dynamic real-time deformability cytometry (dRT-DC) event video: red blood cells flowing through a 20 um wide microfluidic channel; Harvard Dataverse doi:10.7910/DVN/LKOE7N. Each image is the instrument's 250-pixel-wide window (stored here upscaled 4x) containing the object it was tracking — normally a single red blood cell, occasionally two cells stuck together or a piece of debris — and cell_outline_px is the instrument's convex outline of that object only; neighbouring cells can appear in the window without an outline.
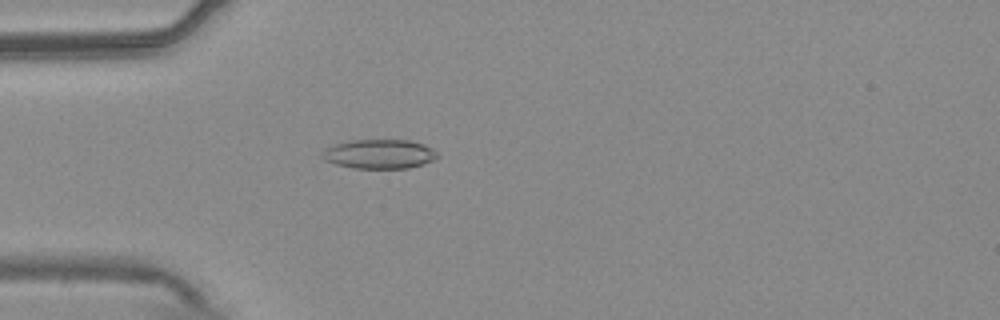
{"species": "common noctule bat (a hibernating species)", "species_latin": "Nyctalus noctula", "temperature_condition": "warm", "stored_images_in_passage": 54, "camera_frame_rate_fps": 3000, "um_per_image_px": 0.085, "animal": {"sex": "male", "body_mass_g": 20.4}, "frame": {"image": 1, "passage_image": 16, "time_ms": 5.0, "image_size_px": [1000, 320], "cell_outline_px": [[440, 156], [424, 164], [408, 168], [352, 168], [336, 164], [324, 160], [320, 156], [324, 148], [348, 140], [408, 140], [424, 144], [432, 148]], "centroid_in_image_um": [32.22, 13.09], "position_along_channel_um": 52.8, "area_um2": 19.77}}
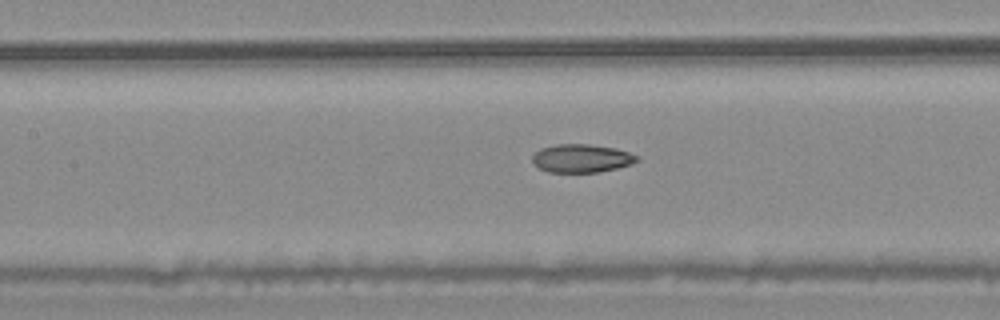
{"frame": {"image": 2, "passage_image": 25, "time_ms": 8.0, "image_size_px": [1000, 320], "cell_outline_px": [[640, 160], [632, 164], [616, 168], [596, 172], [548, 172], [540, 168], [532, 160], [532, 156], [540, 148], [556, 144], [588, 144], [616, 148], [640, 156]], "centroid_in_image_um": [49.46, 13.45], "position_along_channel_um": 157.9, "area_um2": 17.22}}
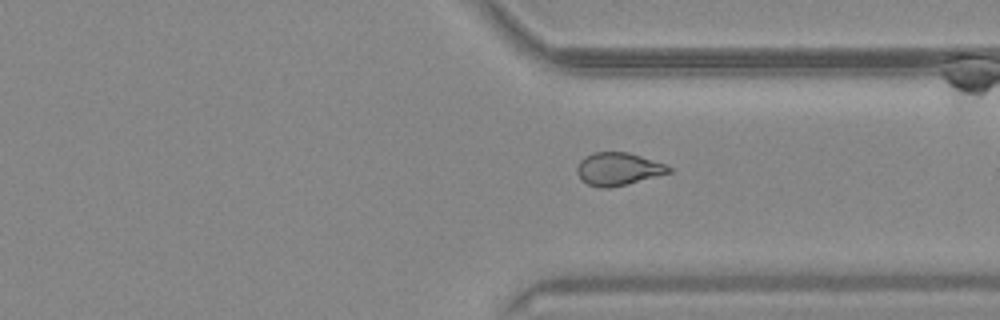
{"frame": {"image": 3, "passage_image": 41, "time_ms": 13.333, "image_size_px": [1000, 320], "cell_outline_px": [[672, 172], [628, 184], [608, 188], [600, 188], [588, 184], [580, 180], [576, 172], [576, 168], [580, 160], [584, 156], [596, 152], [628, 152], [664, 164], [672, 168]], "centroid_in_image_um": [52.51, 14.37], "position_along_channel_um": 358.9, "area_um2": 17.57}, "authors_computed_cell_mechanics": {"area_um2": 18.4382, "velocity_mm_per_s": 3.7723, "shape_relaxation_time_tau1_ms": null, "shape_relaxation_time_tau2_ms": 2.5932, "deformation_change_tau1": null, "deformation_change_tau2": 0.0889}}